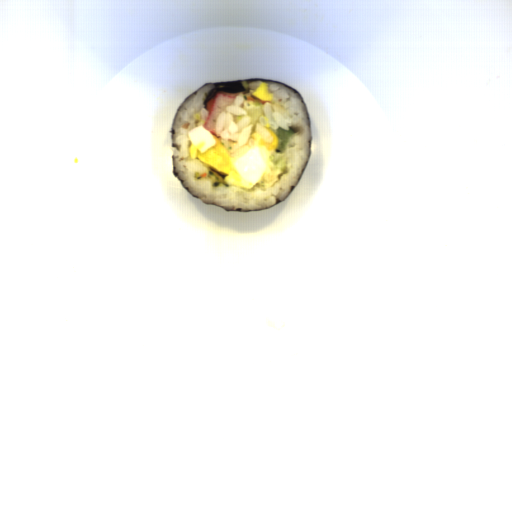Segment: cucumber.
<instances>
[{
	"mask_svg": "<svg viewBox=\"0 0 512 512\" xmlns=\"http://www.w3.org/2000/svg\"><path fill=\"white\" fill-rule=\"evenodd\" d=\"M288 129H289V131H285L283 128H281L279 126L278 129L276 130V132L274 133V134H277V136H278V143L270 157L273 167H277L284 173H285V169H286V154H285L286 144H287L289 138L291 137V135L296 133L292 128L288 127Z\"/></svg>",
	"mask_w": 512,
	"mask_h": 512,
	"instance_id": "8b760119",
	"label": "cucumber"
}]
</instances>
